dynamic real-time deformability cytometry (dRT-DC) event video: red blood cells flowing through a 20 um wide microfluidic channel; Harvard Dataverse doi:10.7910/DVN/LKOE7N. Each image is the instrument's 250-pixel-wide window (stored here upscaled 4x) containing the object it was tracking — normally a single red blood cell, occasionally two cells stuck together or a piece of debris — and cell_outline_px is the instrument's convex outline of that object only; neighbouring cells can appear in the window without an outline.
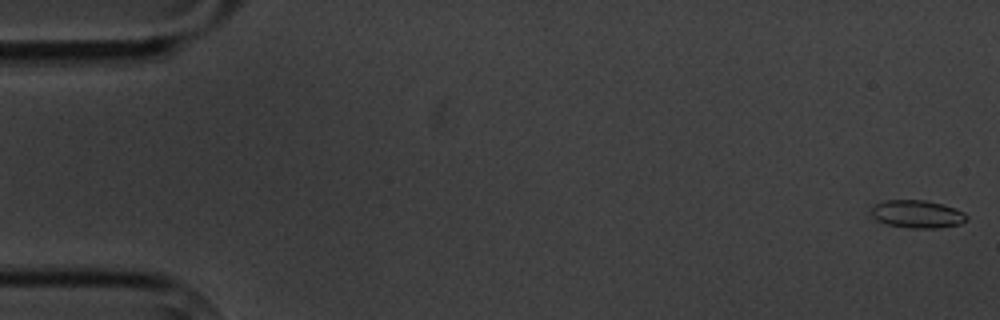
{"species": "common noctule bat (a hibernating species)", "species_latin": "Nyctalus noctula", "temperature_condition": "cold", "stored_images_in_passage": 7, "camera_frame_rate_fps": 3000, "um_per_image_px": 0.085, "animal": {"sex": "male", "body_mass_g": 20.1, "forearm_length_mm": 53.5}, "frame": {"image": 1, "passage_image": 1, "time_ms": 0.0, "image_size_px": [1000, 320], "cell_outline_px": [[968, 220], [960, 224], [940, 228], [912, 228], [888, 224], [876, 220], [872, 216], [872, 208], [876, 204], [884, 200], [924, 200], [956, 208], [964, 212], [968, 216]], "centroid_in_image_um": [78.0, 18.2], "position_along_channel_um": 7.0, "area_um2": 15.43}}
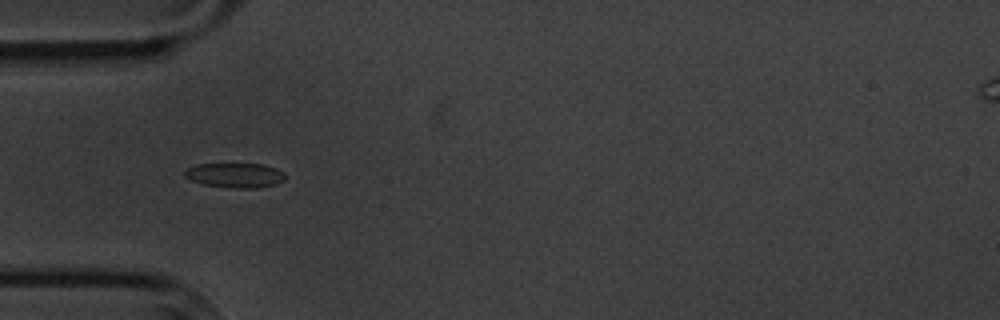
{"frame": {"image": 2, "passage_image": 6, "time_ms": 5.667, "image_size_px": [1000, 320], "cell_outline_px": [[284, 180], [276, 184], [256, 188], [236, 188], [204, 184], [192, 180], [184, 176], [184, 172], [188, 168], [196, 164], [264, 164], [276, 168], [284, 172]], "centroid_in_image_um": [20.0, 14.89], "position_along_channel_um": 65.0, "area_um2": 14.33}}
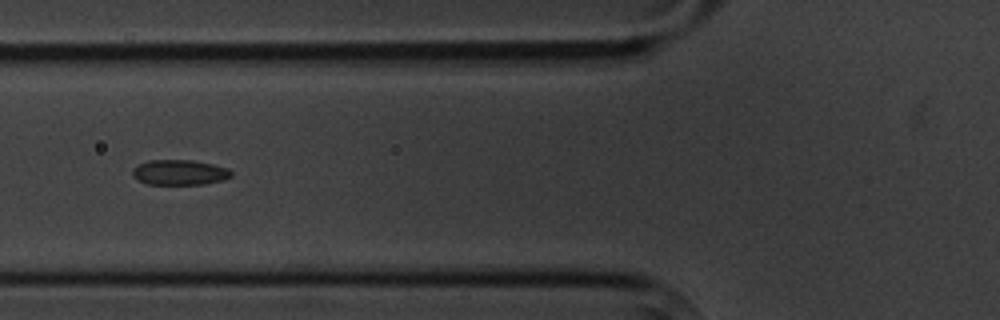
{"frame": {"image": 3, "passage_image": 7, "time_ms": 7.0, "image_size_px": [1000, 320], "cell_outline_px": [[232, 176], [224, 180], [204, 184], [148, 184], [136, 180], [132, 176], [132, 168], [148, 160], [192, 160], [212, 164], [228, 168], [232, 172]], "centroid_in_image_um": [15.25, 14.65], "position_along_channel_um": 110.5, "area_um2": 14.62}}